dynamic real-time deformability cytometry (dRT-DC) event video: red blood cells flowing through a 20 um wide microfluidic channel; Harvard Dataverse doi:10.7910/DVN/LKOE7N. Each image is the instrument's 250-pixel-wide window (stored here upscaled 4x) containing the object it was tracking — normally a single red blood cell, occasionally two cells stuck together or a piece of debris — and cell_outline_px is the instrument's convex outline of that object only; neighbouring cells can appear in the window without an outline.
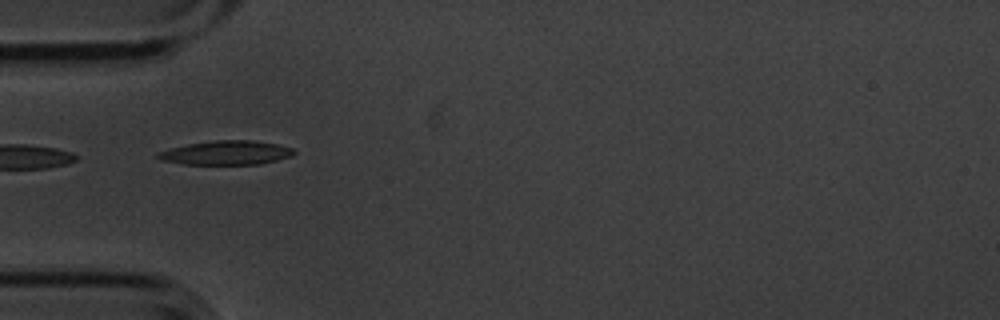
{"species": "common noctule bat (a hibernating species)", "species_latin": "Nyctalus noctula", "temperature_condition": "cold", "stored_images_in_passage": 4, "camera_frame_rate_fps": 3000, "um_per_image_px": 0.085, "animal": {"sex": "male", "body_mass_g": 20.1, "forearm_length_mm": 53.5}, "frame": {"image": 1, "passage_image": 3, "time_ms": 0.667, "image_size_px": [1000, 320], "cell_outline_px": [[296, 152], [292, 156], [260, 164], [184, 164], [160, 160], [156, 156], [156, 152], [188, 144], [216, 140], [252, 140], [276, 144], [292, 148]], "centroid_in_image_um": [19.22, 12.98], "position_along_channel_um": 65.8, "area_um2": 18.96}}